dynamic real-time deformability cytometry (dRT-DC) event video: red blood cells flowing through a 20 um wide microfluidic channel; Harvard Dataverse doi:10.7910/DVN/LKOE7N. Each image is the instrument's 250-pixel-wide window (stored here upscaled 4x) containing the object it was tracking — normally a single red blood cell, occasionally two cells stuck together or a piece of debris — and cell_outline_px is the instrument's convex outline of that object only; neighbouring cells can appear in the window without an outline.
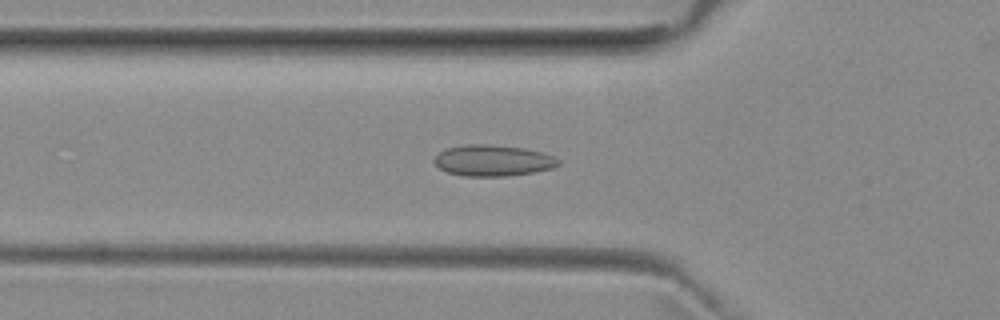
{"species": "common noctule bat (a hibernating species)", "species_latin": "Nyctalus noctula", "temperature_condition": "room temperature", "stored_images_in_passage": 44, "camera_frame_rate_fps": 3000, "um_per_image_px": 0.085, "animal": {"sex": "female", "body_mass_g": 29.2, "forearm_length_mm": 56.3}, "frame": {"image": 1, "passage_image": 16, "time_ms": 5.0, "image_size_px": [1000, 320], "cell_outline_px": [[560, 164], [552, 168], [532, 172], [508, 176], [464, 176], [448, 172], [440, 168], [432, 160], [440, 152], [448, 148], [468, 144], [492, 144], [524, 148], [544, 152], [560, 160]], "centroid_in_image_um": [41.92, 13.64], "position_along_channel_um": 83.9, "area_um2": 22.48}}
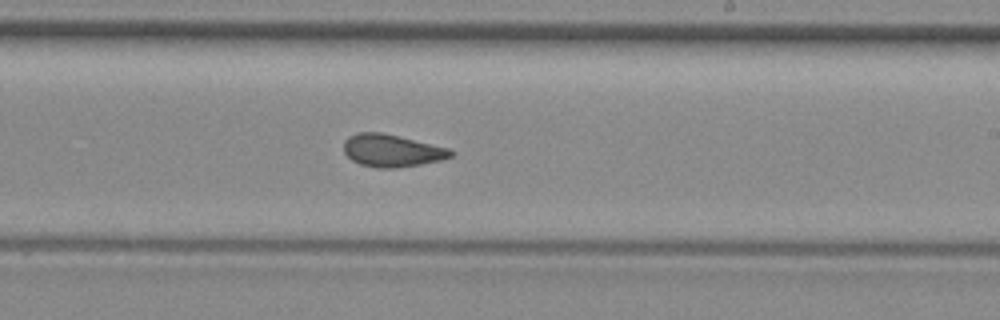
{"frame": {"image": 2, "passage_image": 29, "time_ms": 9.333, "image_size_px": [1000, 320], "cell_outline_px": [[456, 152], [452, 156], [440, 160], [420, 164], [396, 168], [376, 168], [360, 164], [352, 160], [344, 152], [344, 140], [348, 136], [360, 132], [380, 132], [448, 148]], "centroid_in_image_um": [33.28, 12.81], "position_along_channel_um": 255.7, "area_um2": 20.06}}
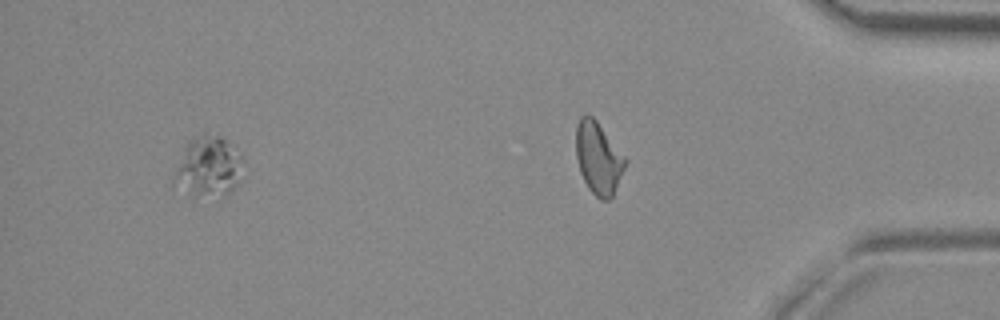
{"frame": {"image": 3, "passage_image": 40, "time_ms": 13.0, "image_size_px": [1000, 320], "cell_outline_px": [[240, 156], [236, 184], [224, 196], [192, 200], [172, 188], [172, 176], [184, 148], [192, 140], [204, 132], [208, 132], [220, 136], [232, 144]], "centroid_in_image_um": [17.56, 14.27], "position_along_channel_um": 417.6, "area_um2": 24.8}, "authors_computed_cell_mechanics": {"area_um2": 21.7039, "velocity_mm_per_s": 3.9506, "shape_relaxation_time_tau1_ms": null, "shape_relaxation_time_tau2_ms": 2.1083, "deformation_change_tau1": null, "deformation_change_tau2": 0.0745}}